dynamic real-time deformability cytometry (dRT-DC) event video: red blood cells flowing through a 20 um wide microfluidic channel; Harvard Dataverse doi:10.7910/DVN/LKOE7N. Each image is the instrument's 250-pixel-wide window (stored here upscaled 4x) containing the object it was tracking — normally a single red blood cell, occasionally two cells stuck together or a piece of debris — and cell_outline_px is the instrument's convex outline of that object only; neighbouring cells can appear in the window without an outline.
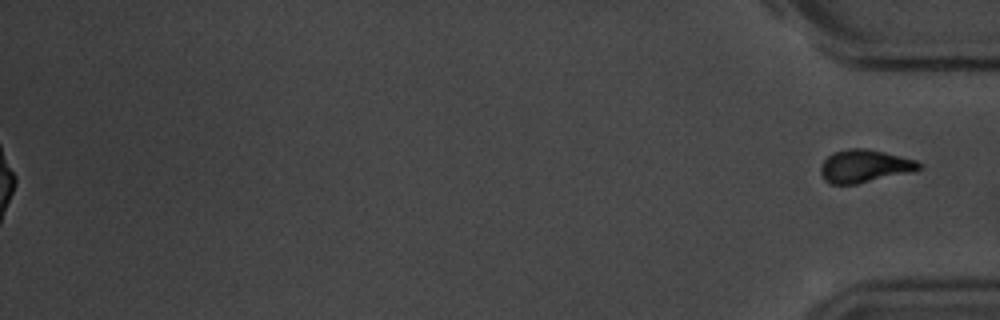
{"species": "common noctule bat (a hibernating species)", "species_latin": "Nyctalus noctula", "temperature_condition": "room temperature", "stored_images_in_passage": 56, "segment_of_instrument_passage": [2, 2], "camera_frame_rate_fps": 3000, "um_per_image_px": 0.085, "animal": {"sex": "male", "body_mass_g": 20.1, "forearm_length_mm": 53.5}, "frame": {"image": 1, "passage_image": 56, "time_ms": 18.333, "image_size_px": [1000, 320], "cell_outline_px": [[920, 168], [856, 184], [832, 184], [824, 180], [820, 172], [820, 164], [832, 152], [848, 148], [868, 148], [916, 160], [920, 164]], "centroid_in_image_um": [73.37, 14.09], "position_along_channel_um": 361.8, "area_um2": 18.38}}